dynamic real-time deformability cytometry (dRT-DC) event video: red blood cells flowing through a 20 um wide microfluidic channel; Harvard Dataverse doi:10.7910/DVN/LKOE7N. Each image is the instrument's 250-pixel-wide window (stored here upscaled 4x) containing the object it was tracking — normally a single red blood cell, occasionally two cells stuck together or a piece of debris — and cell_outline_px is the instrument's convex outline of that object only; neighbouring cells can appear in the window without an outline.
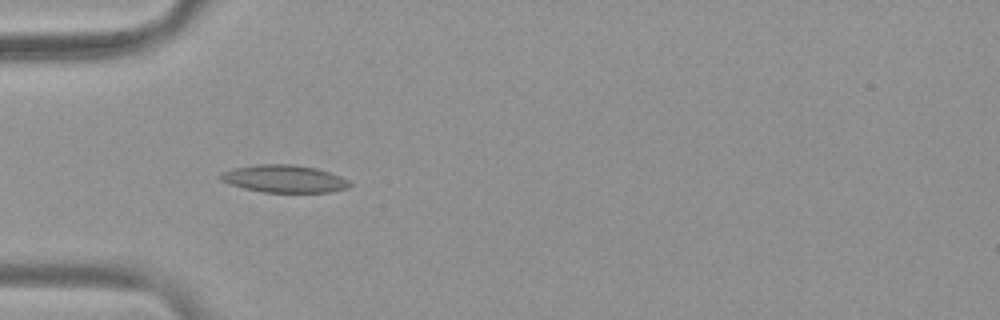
{"species": "common noctule bat (a hibernating species)", "species_latin": "Nyctalus noctula", "temperature_condition": "warm", "stored_images_in_passage": 51, "camera_frame_rate_fps": 3000, "um_per_image_px": 0.085, "animal": {"sex": "female", "body_mass_g": 19.9}, "frame": {"image": 1, "passage_image": 14, "time_ms": 4.333, "image_size_px": [1000, 320], "cell_outline_px": [[352, 184], [348, 188], [328, 192], [264, 192], [244, 188], [228, 184], [220, 180], [216, 176], [220, 172], [232, 168], [256, 164], [292, 164], [316, 168], [340, 176], [348, 180]], "centroid_in_image_um": [24.09, 15.19], "position_along_channel_um": 60.9, "area_um2": 20.87}}
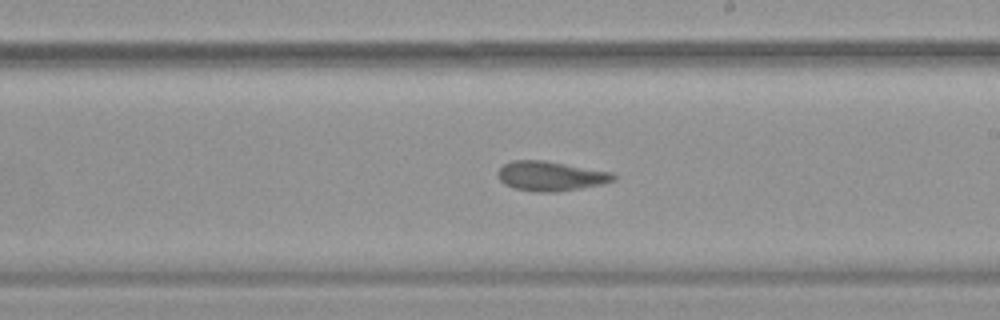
{"frame": {"image": 2, "passage_image": 29, "time_ms": 9.333, "image_size_px": [1000, 320], "cell_outline_px": [[616, 180], [600, 184], [580, 188], [556, 192], [536, 192], [516, 188], [504, 184], [500, 180], [496, 172], [504, 164], [512, 160], [544, 160], [612, 172], [616, 176]], "centroid_in_image_um": [46.79, 14.96], "position_along_channel_um": 242.2, "area_um2": 19.88}}
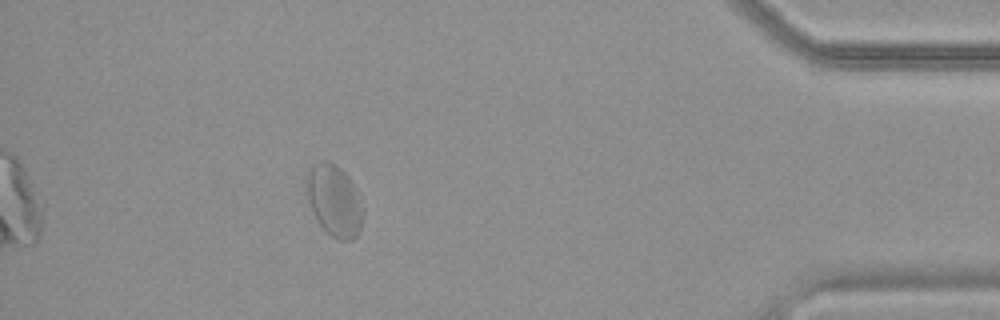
{"frame": {"image": 3, "passage_image": 46, "time_ms": 15.0, "image_size_px": [1000, 320], "cell_outline_px": [[364, 208], [360, 228], [356, 236], [352, 240], [340, 240], [332, 236], [320, 224], [308, 200], [308, 168], [324, 160], [328, 160], [336, 164], [348, 176]], "centroid_in_image_um": [28.44, 17.04], "position_along_channel_um": 406.8, "area_um2": 22.89}, "authors_computed_cell_mechanics": {"area_um2": 20.6924, "velocity_mm_per_s": 3.7133, "shape_relaxation_time_tau1_ms": null, "shape_relaxation_time_tau2_ms": 1.7857, "deformation_change_tau1": null, "deformation_change_tau2": 0.0833}}